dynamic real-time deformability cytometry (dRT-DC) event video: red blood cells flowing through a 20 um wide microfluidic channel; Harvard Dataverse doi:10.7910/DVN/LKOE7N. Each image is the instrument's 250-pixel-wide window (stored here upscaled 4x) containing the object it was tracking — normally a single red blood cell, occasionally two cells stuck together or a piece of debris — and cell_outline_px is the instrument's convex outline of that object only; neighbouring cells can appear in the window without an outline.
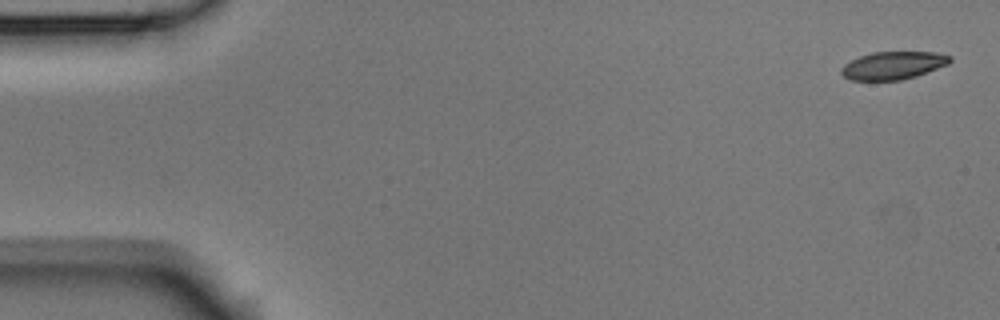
{"species": "Egyptian fruit bat (a non-hibernating species)", "species_latin": "Rousettus aegyptiacus", "temperature_condition": "room temperature", "stored_images_in_passage": 4, "camera_frame_rate_fps": 3000, "um_per_image_px": 0.085, "animal": {"sex": "male"}, "frame": {"image": 1, "passage_image": 1, "time_ms": 0.0, "image_size_px": [1000, 320], "cell_outline_px": [[952, 60], [948, 64], [916, 76], [900, 80], [852, 80], [844, 76], [840, 72], [840, 68], [844, 64], [860, 56], [872, 52], [936, 52], [952, 56]], "centroid_in_image_um": [75.92, 5.55], "position_along_channel_um": 9.1, "area_um2": 17.57}}